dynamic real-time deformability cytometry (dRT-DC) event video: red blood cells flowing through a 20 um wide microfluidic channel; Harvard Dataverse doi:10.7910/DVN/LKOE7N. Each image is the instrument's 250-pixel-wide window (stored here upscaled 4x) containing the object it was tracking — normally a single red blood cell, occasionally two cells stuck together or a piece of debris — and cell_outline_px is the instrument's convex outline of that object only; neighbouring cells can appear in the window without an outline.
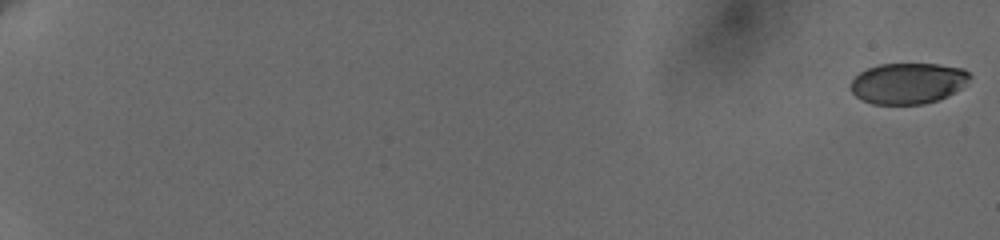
{"species": "human", "species_latin": "Homo sapiens", "temperature_condition": "cold", "stored_images_in_passage": 9, "segment_of_instrument_passage": [1, 2], "camera_frame_rate_fps": 3000, "um_per_image_px": 0.085, "donor": {"sex": "female"}, "frame": {"image": 1, "passage_image": 1, "time_ms": 0.0, "image_size_px": [1000, 240], "cell_outline_px": [[972, 76], [956, 92], [948, 96], [924, 104], [872, 104], [860, 100], [848, 88], [852, 80], [860, 72], [868, 68], [880, 64], [936, 64], [964, 68]], "centroid_in_image_um": [77.16, 7.08], "position_along_channel_um": 7.8, "area_um2": 28.55}}